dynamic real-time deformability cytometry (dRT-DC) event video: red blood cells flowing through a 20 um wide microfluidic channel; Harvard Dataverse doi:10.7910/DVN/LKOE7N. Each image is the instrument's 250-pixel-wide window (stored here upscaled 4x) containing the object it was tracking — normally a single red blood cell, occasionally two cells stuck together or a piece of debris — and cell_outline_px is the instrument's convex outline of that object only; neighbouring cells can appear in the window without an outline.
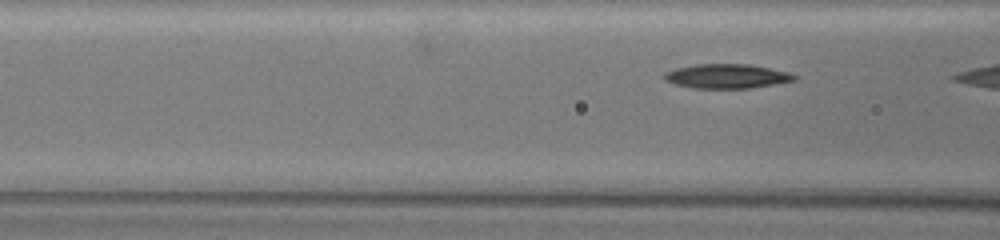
{"species": "common noctule bat (a hibernating species)", "species_latin": "Nyctalus noctula", "temperature_condition": "warm", "stored_images_in_passage": 8, "camera_frame_rate_fps": 3000, "um_per_image_px": 0.085, "animal": {"sex": "female", "body_mass_g": 19.5, "forearm_length_mm": 54.1}, "frame": {"image": 1, "passage_image": 6, "time_ms": 1.667, "image_size_px": [1000, 240], "cell_outline_px": [[800, 76], [796, 80], [748, 88], [692, 88], [676, 84], [664, 80], [660, 76], [664, 72], [676, 68], [696, 64], [748, 64], [788, 72]], "centroid_in_image_um": [61.73, 6.47], "position_along_channel_um": 104.9, "area_um2": 18.44}}